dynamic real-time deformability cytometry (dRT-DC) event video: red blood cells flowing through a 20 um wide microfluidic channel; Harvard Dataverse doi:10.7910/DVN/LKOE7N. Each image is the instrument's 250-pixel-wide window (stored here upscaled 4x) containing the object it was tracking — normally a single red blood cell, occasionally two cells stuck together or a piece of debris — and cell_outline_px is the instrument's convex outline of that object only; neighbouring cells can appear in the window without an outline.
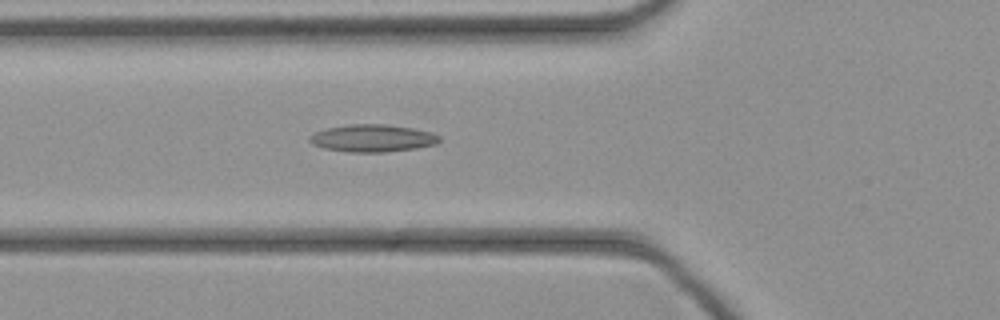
{"species": "common noctule bat (a hibernating species)", "species_latin": "Nyctalus noctula", "temperature_condition": "cold", "stored_images_in_passage": 45, "camera_frame_rate_fps": 3000, "um_per_image_px": 0.085, "animal": {"sex": "female", "body_mass_g": 21.9}, "frame": {"image": 1, "passage_image": 16, "time_ms": 5.0, "image_size_px": [1000, 320], "cell_outline_px": [[440, 140], [436, 144], [416, 148], [384, 152], [348, 152], [324, 148], [312, 144], [308, 140], [308, 136], [316, 132], [328, 128], [348, 124], [388, 124], [412, 128], [432, 132], [440, 136]], "centroid_in_image_um": [31.66, 11.74], "position_along_channel_um": 94.1, "area_um2": 20.75}}
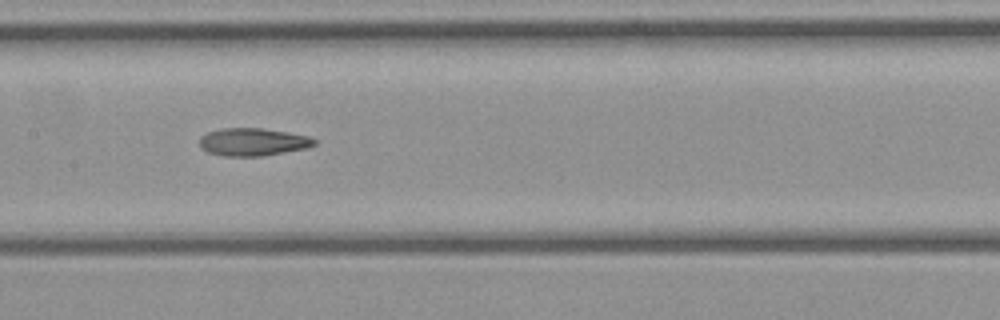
{"frame": {"image": 2, "passage_image": 22, "time_ms": 7.0, "image_size_px": [1000, 320], "cell_outline_px": [[316, 144], [308, 148], [264, 156], [224, 156], [208, 152], [200, 148], [200, 136], [208, 132], [224, 128], [264, 128], [288, 132], [308, 136], [316, 140]], "centroid_in_image_um": [21.51, 12.07], "position_along_channel_um": 185.9, "area_um2": 18.67}}
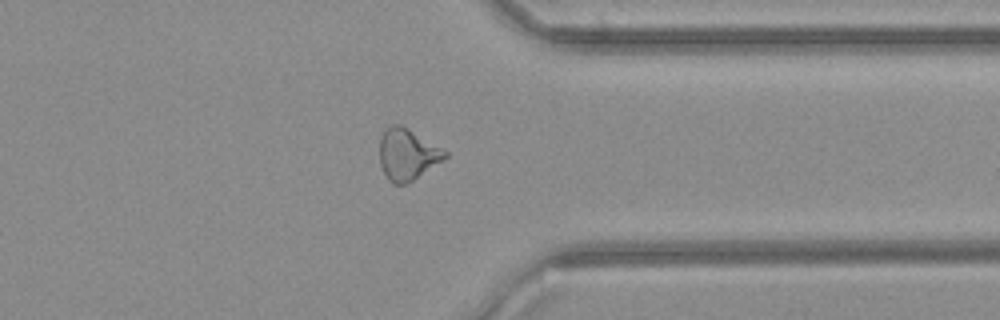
{"frame": {"image": 3, "passage_image": 35, "time_ms": 11.333, "image_size_px": [1000, 320], "cell_outline_px": [[448, 156], [412, 180], [404, 184], [392, 184], [388, 180], [380, 164], [380, 136], [384, 128], [392, 124], [400, 124], [408, 128], [448, 152]], "centroid_in_image_um": [34.58, 13.09], "position_along_channel_um": 376.8, "area_um2": 19.36}}